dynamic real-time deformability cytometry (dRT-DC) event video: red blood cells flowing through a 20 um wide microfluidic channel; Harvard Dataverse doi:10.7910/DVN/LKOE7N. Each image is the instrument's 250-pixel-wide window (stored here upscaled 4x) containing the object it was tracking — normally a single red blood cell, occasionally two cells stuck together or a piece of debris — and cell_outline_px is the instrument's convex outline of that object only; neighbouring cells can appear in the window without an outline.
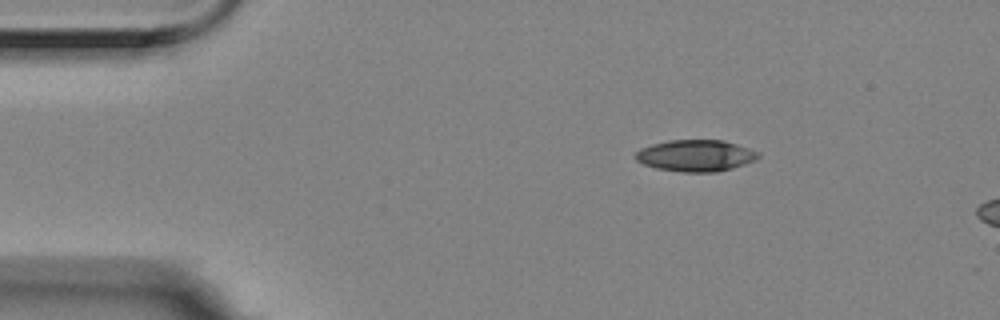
{"species": "Egyptian fruit bat (a non-hibernating species)", "species_latin": "Rousettus aegyptiacus", "temperature_condition": "room temperature", "stored_images_in_passage": 5, "camera_frame_rate_fps": 3000, "um_per_image_px": 0.085, "animal": {"sex": "female"}, "frame": {"image": 1, "passage_image": 5, "time_ms": 1.333, "image_size_px": [1000, 320], "cell_outline_px": [[760, 156], [756, 160], [732, 168], [716, 172], [684, 172], [656, 168], [644, 164], [636, 160], [636, 152], [640, 148], [652, 144], [668, 140], [724, 140], [760, 152]], "centroid_in_image_um": [59.14, 13.22], "position_along_channel_um": 25.9, "area_um2": 22.54}}